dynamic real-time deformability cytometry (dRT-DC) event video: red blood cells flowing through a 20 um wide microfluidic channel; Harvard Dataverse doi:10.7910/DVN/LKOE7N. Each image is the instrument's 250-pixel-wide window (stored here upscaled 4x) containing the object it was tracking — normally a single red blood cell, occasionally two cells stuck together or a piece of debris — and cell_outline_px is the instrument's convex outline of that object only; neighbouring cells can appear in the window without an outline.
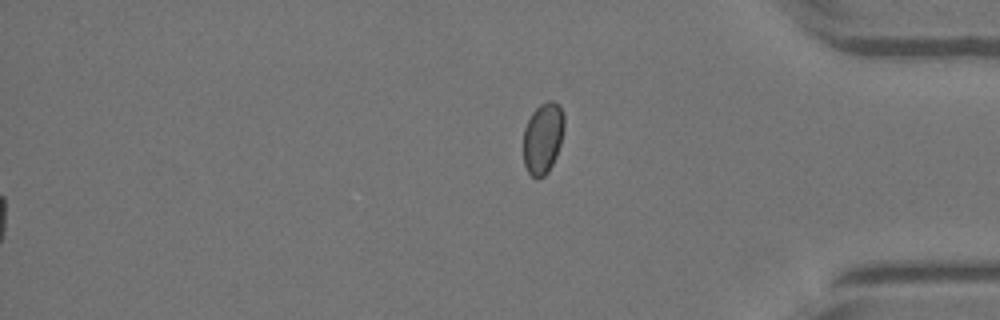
{"species": "Egyptian fruit bat (a non-hibernating species)", "species_latin": "Rousettus aegyptiacus", "temperature_condition": "warm", "stored_images_in_passage": 49, "segment_of_instrument_passage": [2, 2], "camera_frame_rate_fps": 3000, "um_per_image_px": 0.085, "animal": {"sex": "female"}, "frame": {"image": 1, "passage_image": 49, "time_ms": 16.0, "image_size_px": [1000, 320], "cell_outline_px": [[564, 128], [560, 144], [556, 156], [548, 172], [544, 176], [536, 180], [528, 172], [524, 164], [524, 128], [532, 112], [540, 104], [548, 100], [552, 100], [560, 104], [564, 116]], "centroid_in_image_um": [46.15, 11.73], "position_along_channel_um": 389.0, "area_um2": 17.05}}